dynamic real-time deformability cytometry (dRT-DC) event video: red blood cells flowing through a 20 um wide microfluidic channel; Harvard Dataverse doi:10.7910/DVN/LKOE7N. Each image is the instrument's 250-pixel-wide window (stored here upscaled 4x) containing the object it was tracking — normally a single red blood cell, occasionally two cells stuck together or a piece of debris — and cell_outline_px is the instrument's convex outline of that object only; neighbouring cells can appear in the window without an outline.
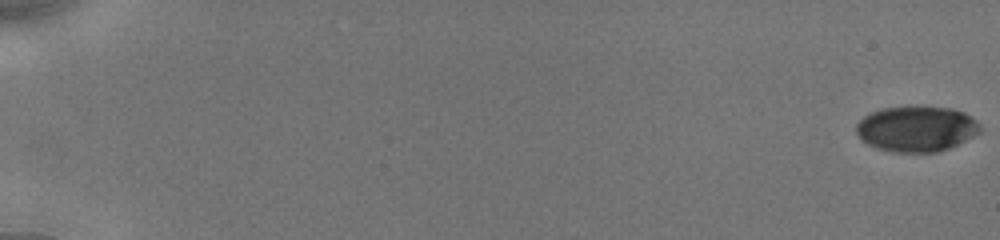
{"species": "human", "species_latin": "Homo sapiens", "temperature_condition": "cold", "stored_images_in_passage": 16, "camera_frame_rate_fps": 3000, "um_per_image_px": 0.085, "donor": {"sex": "male"}, "frame": {"image": 1, "passage_image": 1, "time_ms": 0.0, "image_size_px": [1000, 240], "cell_outline_px": [[984, 128], [980, 132], [948, 148], [936, 152], [892, 152], [876, 148], [868, 144], [856, 132], [856, 124], [864, 116], [872, 112], [884, 108], [952, 108], [964, 112], [976, 120]], "centroid_in_image_um": [77.91, 10.97], "position_along_channel_um": 7.1, "area_um2": 32.31}}
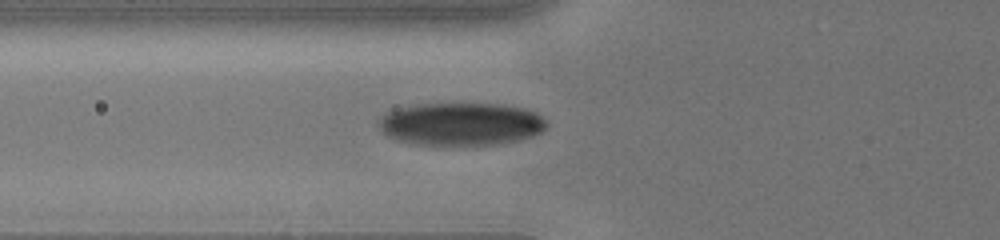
{"frame": {"image": 2, "passage_image": 10, "time_ms": 7.333, "image_size_px": [1000, 240], "cell_outline_px": [[548, 128], [544, 132], [532, 136], [516, 140], [496, 144], [416, 144], [396, 140], [388, 136], [376, 124], [376, 120], [384, 112], [396, 108], [416, 104], [504, 104], [524, 108], [536, 112], [544, 116], [548, 120]], "centroid_in_image_um": [39.2, 10.52], "position_along_channel_um": 86.6, "area_um2": 42.31}}
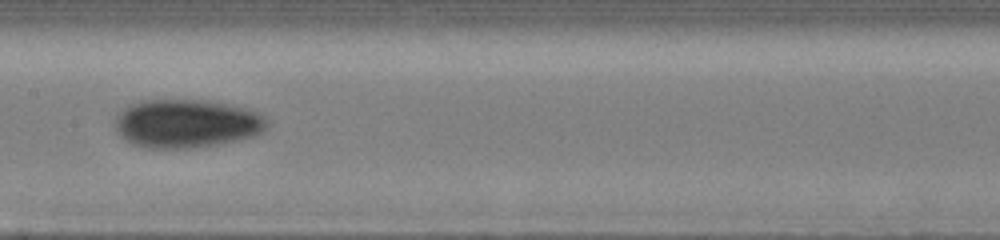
{"frame": {"image": 3, "passage_image": 14, "time_ms": 10.0, "image_size_px": [1000, 240], "cell_outline_px": [[268, 124], [264, 132], [252, 136], [236, 140], [216, 144], [188, 148], [148, 148], [132, 144], [124, 140], [116, 132], [116, 116], [124, 108], [140, 100], [212, 100], [236, 104], [260, 112], [268, 120]], "centroid_in_image_um": [15.9, 10.48], "position_along_channel_um": 191.5, "area_um2": 43.41}}